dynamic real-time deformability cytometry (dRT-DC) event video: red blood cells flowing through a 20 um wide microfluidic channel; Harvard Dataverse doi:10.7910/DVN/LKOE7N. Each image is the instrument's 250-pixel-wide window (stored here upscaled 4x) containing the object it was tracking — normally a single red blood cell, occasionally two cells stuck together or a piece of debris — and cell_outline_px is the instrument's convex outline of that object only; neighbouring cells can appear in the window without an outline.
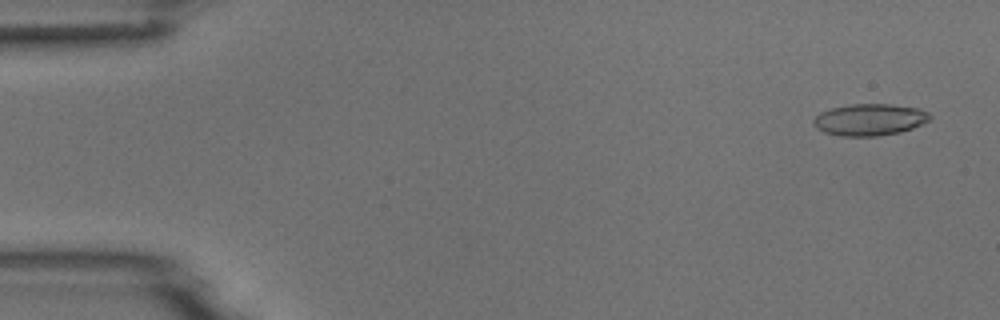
{"species": "common noctule bat (a hibernating species)", "species_latin": "Nyctalus noctula", "temperature_condition": "room temperature", "stored_images_in_passage": 4, "camera_frame_rate_fps": 3000, "um_per_image_px": 0.085, "animal": {"sex": "male", "body_mass_g": 18.8}, "frame": {"image": 1, "passage_image": 1, "time_ms": 0.0, "image_size_px": [1000, 320], "cell_outline_px": [[932, 116], [928, 120], [912, 128], [900, 132], [876, 136], [840, 136], [824, 132], [816, 128], [812, 124], [812, 120], [820, 112], [828, 108], [852, 104], [892, 104], [920, 108], [928, 112]], "centroid_in_image_um": [73.88, 10.16], "position_along_channel_um": 11.1, "area_um2": 21.68}}